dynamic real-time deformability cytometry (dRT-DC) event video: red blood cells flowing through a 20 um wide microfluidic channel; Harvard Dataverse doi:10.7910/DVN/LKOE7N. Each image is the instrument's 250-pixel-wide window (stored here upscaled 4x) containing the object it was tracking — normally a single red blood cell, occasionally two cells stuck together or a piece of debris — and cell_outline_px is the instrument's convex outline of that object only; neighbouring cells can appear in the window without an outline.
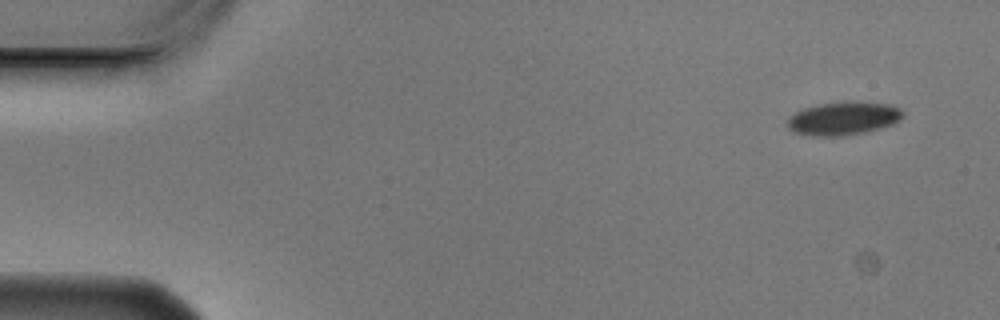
{"species": "Egyptian fruit bat (a non-hibernating species)", "species_latin": "Rousettus aegyptiacus", "temperature_condition": "cold", "stored_images_in_passage": 5, "segment_of_instrument_passage": [1, 2], "camera_frame_rate_fps": 3000, "um_per_image_px": 0.085, "animal": {"sex": "male"}, "frame": {"image": 1, "passage_image": 1, "time_ms": 0.0, "image_size_px": [1000, 320], "cell_outline_px": [[904, 116], [900, 120], [892, 124], [864, 132], [844, 136], [812, 136], [796, 132], [788, 128], [788, 120], [796, 112], [804, 108], [820, 104], [888, 104], [900, 108], [904, 112]], "centroid_in_image_um": [71.69, 10.11], "position_along_channel_um": 13.3, "area_um2": 21.39}}
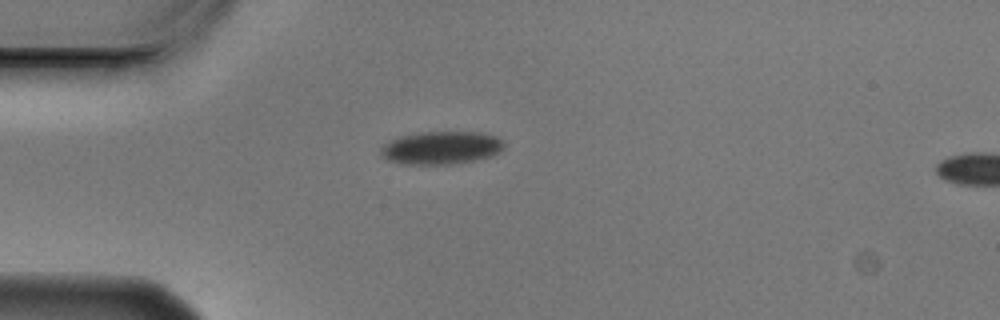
{"frame": {"image": 2, "passage_image": 4, "time_ms": 1.0, "image_size_px": [1000, 320], "cell_outline_px": [[504, 148], [500, 152], [492, 156], [476, 160], [448, 164], [400, 164], [388, 160], [380, 152], [392, 140], [400, 136], [424, 132], [480, 132], [496, 136], [504, 140]], "centroid_in_image_um": [37.59, 12.56], "position_along_channel_um": 47.4, "area_um2": 23.47}}